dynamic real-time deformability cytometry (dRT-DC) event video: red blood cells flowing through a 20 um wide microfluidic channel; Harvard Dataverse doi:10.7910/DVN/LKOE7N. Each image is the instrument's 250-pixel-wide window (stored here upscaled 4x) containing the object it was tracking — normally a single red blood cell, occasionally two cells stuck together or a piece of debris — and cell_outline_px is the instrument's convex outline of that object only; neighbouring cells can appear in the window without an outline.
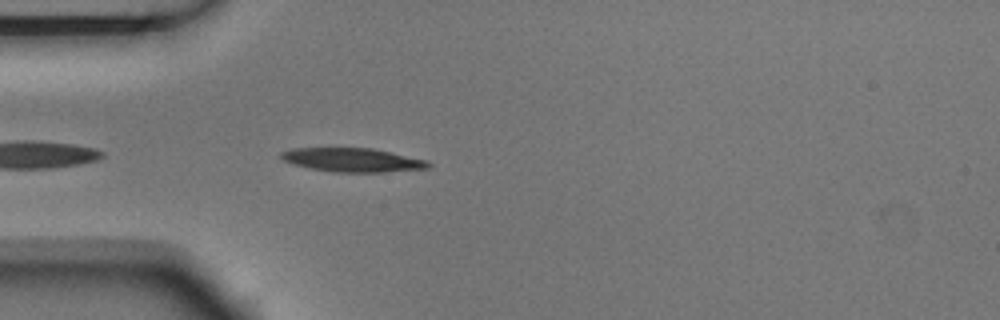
{"species": "Egyptian fruit bat (a non-hibernating species)", "species_latin": "Rousettus aegyptiacus", "temperature_condition": "room temperature", "stored_images_in_passage": 5, "camera_frame_rate_fps": 3000, "um_per_image_px": 0.085, "animal": {"sex": "male"}, "frame": {"image": 1, "passage_image": 5, "time_ms": 1.333, "image_size_px": [1000, 320], "cell_outline_px": [[432, 168], [384, 172], [332, 172], [292, 164], [284, 160], [280, 156], [280, 152], [292, 148], [372, 148], [428, 160], [432, 164]], "centroid_in_image_um": [30.01, 13.6], "position_along_channel_um": 55.0, "area_um2": 20.52}}